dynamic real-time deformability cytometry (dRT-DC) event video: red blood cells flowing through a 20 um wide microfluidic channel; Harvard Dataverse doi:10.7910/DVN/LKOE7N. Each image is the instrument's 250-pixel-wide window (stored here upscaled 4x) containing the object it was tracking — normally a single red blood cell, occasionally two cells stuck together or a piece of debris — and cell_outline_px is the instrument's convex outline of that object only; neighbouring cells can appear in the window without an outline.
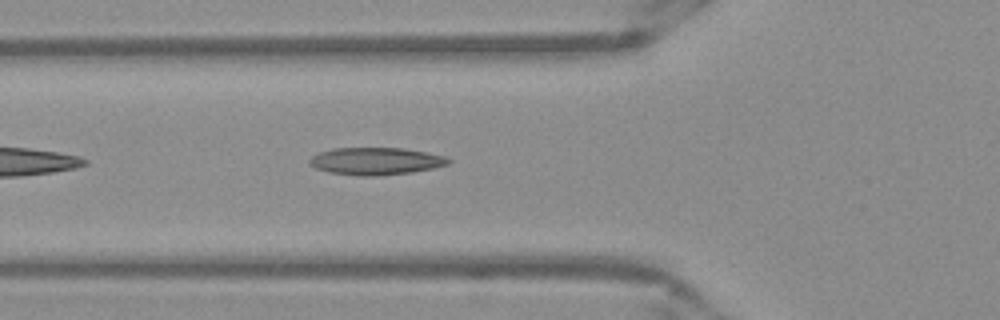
{"species": "Egyptian fruit bat (a non-hibernating species)", "species_latin": "Rousettus aegyptiacus", "temperature_condition": "warm", "stored_images_in_passage": 25, "camera_frame_rate_fps": 3000, "um_per_image_px": 0.085, "frame": {"image": 1, "passage_image": 6, "time_ms": 1.667, "image_size_px": [1000, 320], "cell_outline_px": [[452, 160], [448, 164], [432, 168], [412, 172], [376, 176], [360, 176], [328, 172], [316, 168], [308, 164], [308, 160], [312, 156], [320, 152], [332, 148], [404, 148], [428, 152], [444, 156]], "centroid_in_image_um": [31.93, 13.69], "position_along_channel_um": 93.9, "area_um2": 22.2}}
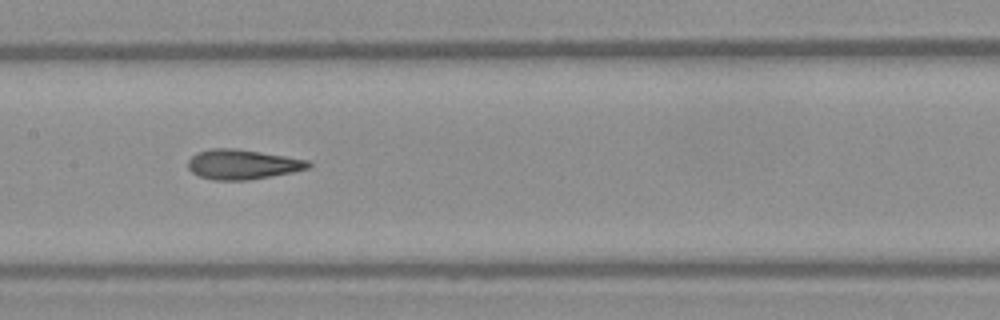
{"frame": {"image": 2, "passage_image": 13, "time_ms": 4.0, "image_size_px": [1000, 320], "cell_outline_px": [[312, 164], [308, 168], [292, 172], [248, 180], [212, 180], [200, 176], [192, 172], [188, 168], [188, 160], [196, 152], [212, 148], [236, 148], [308, 160]], "centroid_in_image_um": [20.57, 13.97], "position_along_channel_um": 186.8, "area_um2": 20.81}}
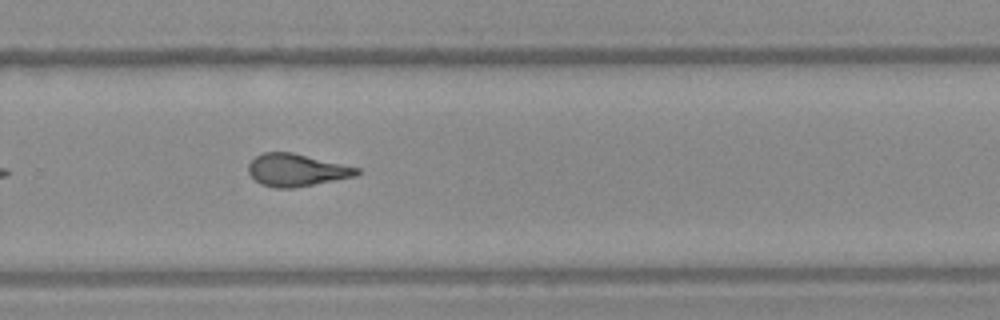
{"frame": {"image": 3, "passage_image": 22, "time_ms": 7.0, "image_size_px": [1000, 320], "cell_outline_px": [[360, 172], [356, 176], [292, 188], [276, 188], [260, 184], [248, 172], [248, 164], [256, 156], [264, 152], [292, 152], [360, 168]], "centroid_in_image_um": [25.19, 14.45], "position_along_channel_um": 304.6, "area_um2": 20.35}}